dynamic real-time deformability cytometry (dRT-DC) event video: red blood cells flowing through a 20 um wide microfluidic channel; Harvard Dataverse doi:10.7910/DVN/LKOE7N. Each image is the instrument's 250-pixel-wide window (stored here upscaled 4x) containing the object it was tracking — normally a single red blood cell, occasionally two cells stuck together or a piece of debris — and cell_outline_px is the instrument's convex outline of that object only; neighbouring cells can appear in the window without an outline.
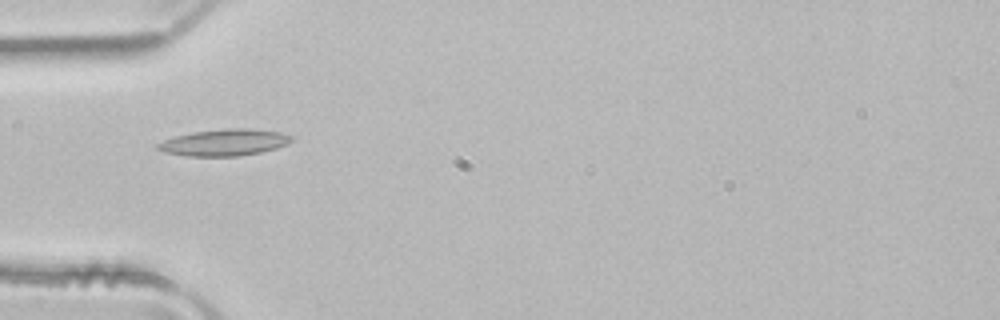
{"species": "common noctule bat (a hibernating species)", "species_latin": "Nyctalus noctula", "temperature_condition": "room temperature", "stored_images_in_passage": 3, "camera_frame_rate_fps": 3000, "um_per_image_px": 0.085, "animal": {"sex": "male", "body_mass_g": 21.5, "forearm_length_mm": 52.0}, "frame": {"image": 1, "passage_image": 1, "time_ms": 0.0, "image_size_px": [1000, 320], "cell_outline_px": [[292, 140], [288, 144], [276, 148], [260, 152], [236, 156], [184, 156], [164, 152], [156, 148], [156, 144], [164, 140], [176, 136], [192, 132], [228, 128], [248, 128], [280, 132], [292, 136]], "centroid_in_image_um": [19.06, 12.11], "position_along_channel_um": 65.9, "area_um2": 20.69}}